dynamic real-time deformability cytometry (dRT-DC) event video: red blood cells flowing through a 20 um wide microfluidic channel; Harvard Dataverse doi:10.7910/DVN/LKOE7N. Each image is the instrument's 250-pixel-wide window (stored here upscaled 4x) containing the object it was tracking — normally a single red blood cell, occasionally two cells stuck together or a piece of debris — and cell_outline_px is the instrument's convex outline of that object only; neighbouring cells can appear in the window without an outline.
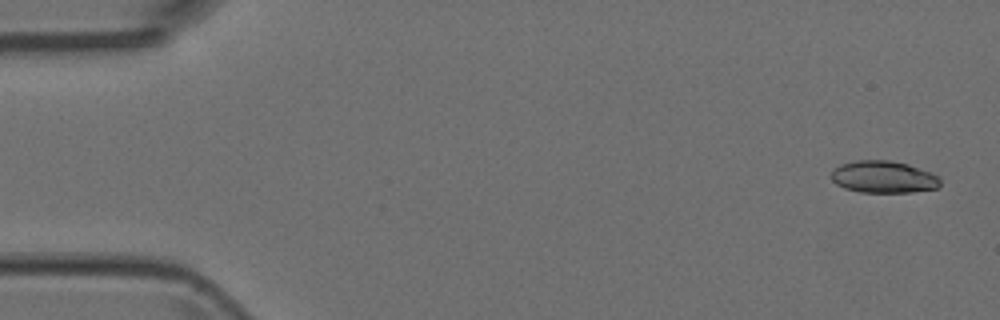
{"species": "Egyptian fruit bat (a non-hibernating species)", "species_latin": "Rousettus aegyptiacus", "temperature_condition": "room temperature", "stored_images_in_passage": 4, "camera_frame_rate_fps": 3000, "um_per_image_px": 0.085, "animal": {"sex": "female"}, "frame": {"image": 1, "passage_image": 1, "time_ms": 0.0, "image_size_px": [1000, 320], "cell_outline_px": [[940, 184], [936, 188], [912, 192], [860, 192], [844, 188], [836, 184], [832, 180], [832, 172], [840, 164], [856, 160], [888, 160], [908, 164], [932, 172], [940, 180]], "centroid_in_image_um": [75.09, 15.04], "position_along_channel_um": 9.9, "area_um2": 20.29}}